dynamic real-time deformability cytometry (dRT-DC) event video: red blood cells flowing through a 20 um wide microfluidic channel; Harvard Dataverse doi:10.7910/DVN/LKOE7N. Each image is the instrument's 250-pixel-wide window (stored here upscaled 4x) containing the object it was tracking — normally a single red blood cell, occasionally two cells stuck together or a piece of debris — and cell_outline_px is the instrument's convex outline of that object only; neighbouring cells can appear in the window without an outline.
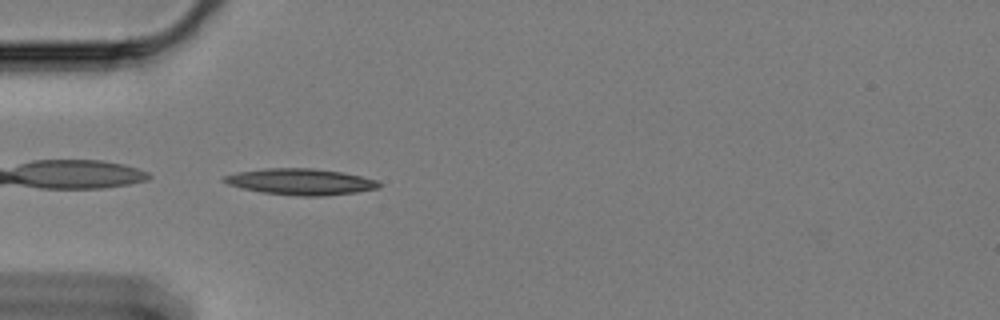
{"species": "Egyptian fruit bat (a non-hibernating species)", "species_latin": "Rousettus aegyptiacus", "temperature_condition": "cold", "stored_images_in_passage": 43, "camera_frame_rate_fps": 3000, "um_per_image_px": 0.085, "animal": {"sex": "female"}, "frame": {"image": 1, "passage_image": 1, "time_ms": 0.0, "image_size_px": [1000, 320], "cell_outline_px": [[380, 188], [356, 192], [320, 196], [300, 196], [264, 192], [244, 188], [228, 184], [220, 180], [224, 176], [240, 172], [264, 168], [312, 168], [340, 172], [360, 176], [376, 180], [380, 184]], "centroid_in_image_um": [25.56, 15.44], "position_along_channel_um": 59.4, "area_um2": 23.29}}
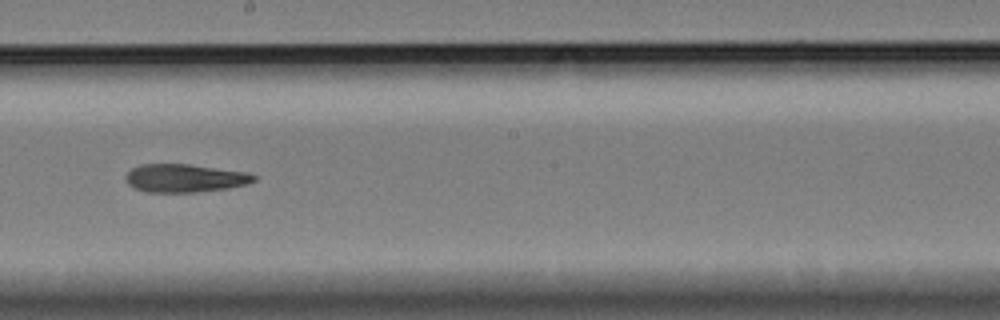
{"frame": {"image": 2, "passage_image": 17, "time_ms": 5.333, "image_size_px": [1000, 320], "cell_outline_px": [[256, 180], [244, 184], [228, 188], [196, 192], [144, 192], [132, 188], [128, 184], [124, 176], [132, 168], [140, 164], [188, 164], [244, 172], [256, 176]], "centroid_in_image_um": [15.62, 15.15], "position_along_channel_um": 232.6, "area_um2": 20.92}}
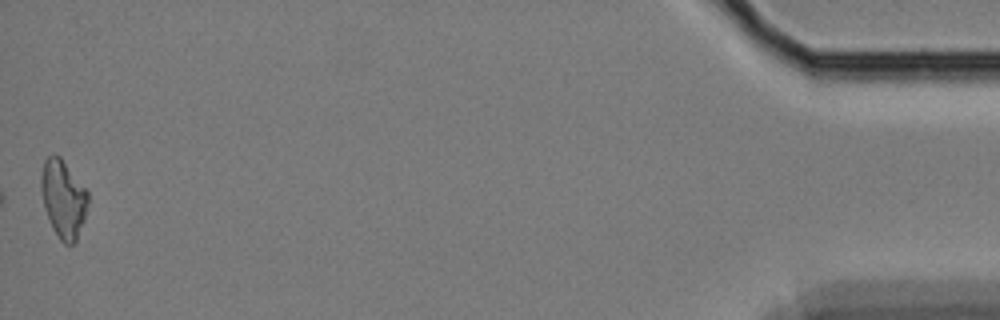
{"frame": {"image": 3, "passage_image": 43, "time_ms": 14.0, "image_size_px": [1000, 320], "cell_outline_px": [[88, 200], [84, 220], [76, 240], [72, 244], [64, 244], [60, 240], [52, 228], [44, 204], [40, 188], [40, 176], [44, 160], [52, 152], [56, 152], [60, 156], [88, 192]], "centroid_in_image_um": [5.36, 16.86], "position_along_channel_um": 429.8, "area_um2": 21.21}}